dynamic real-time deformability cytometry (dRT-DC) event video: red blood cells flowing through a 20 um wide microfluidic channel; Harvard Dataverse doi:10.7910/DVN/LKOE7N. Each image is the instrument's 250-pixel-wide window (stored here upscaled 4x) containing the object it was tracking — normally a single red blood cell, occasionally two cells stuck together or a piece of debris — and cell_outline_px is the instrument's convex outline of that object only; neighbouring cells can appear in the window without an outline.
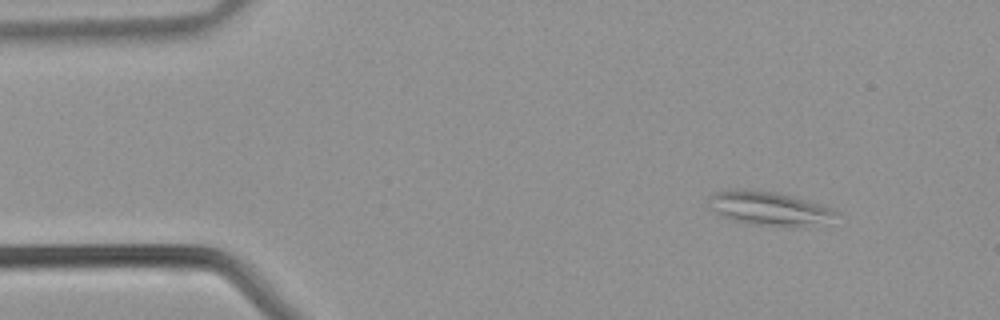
{"species": "common noctule bat (a hibernating species)", "species_latin": "Nyctalus noctula", "temperature_condition": "warm", "stored_images_in_passage": 41, "segment_of_instrument_passage": [1, 2], "camera_frame_rate_fps": 3000, "um_per_image_px": 0.085, "animal": {"sex": "male", "body_mass_g": 21.5, "forearm_length_mm": 52.0}, "frame": {"image": 1, "passage_image": 4, "time_ms": 1.0, "image_size_px": [1000, 320], "cell_outline_px": [[840, 212], [832, 224], [748, 224], [732, 220], [720, 216], [712, 212], [708, 208], [708, 196], [712, 192], [728, 188], [736, 188], [772, 192], [792, 196], [820, 204], [832, 208]], "centroid_in_image_um": [65.29, 17.68], "position_along_channel_um": 19.7, "area_um2": 25.2}}
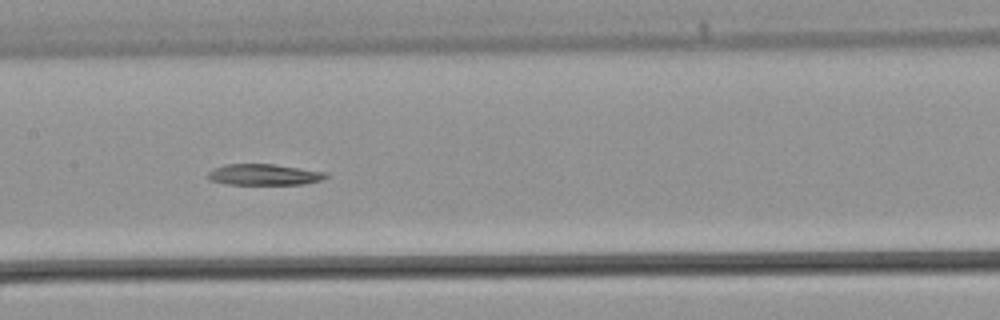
{"frame": {"image": 2, "passage_image": 19, "time_ms": 6.0, "image_size_px": [1000, 320], "cell_outline_px": [[328, 176], [320, 180], [304, 184], [228, 184], [208, 180], [204, 176], [212, 168], [224, 164], [272, 164], [328, 172]], "centroid_in_image_um": [22.37, 14.84], "position_along_channel_um": 185.0, "area_um2": 14.62}}
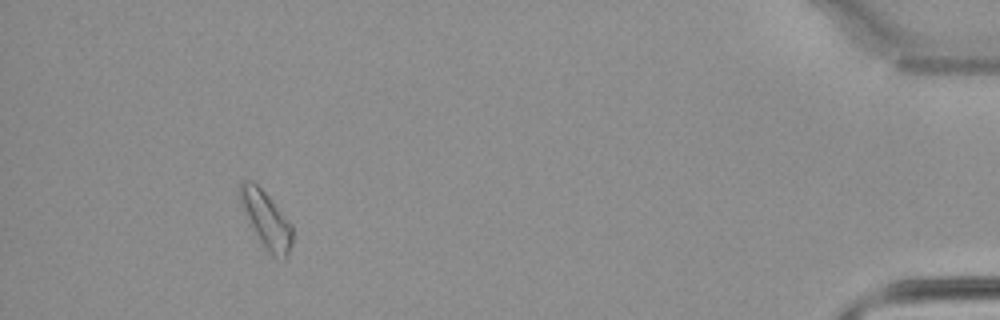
{"frame": {"image": 3, "passage_image": 37, "time_ms": 12.0, "image_size_px": [1000, 320], "cell_outline_px": [[292, 244], [284, 260], [272, 256], [260, 244], [240, 204], [240, 180], [252, 180], [272, 200], [292, 224]], "centroid_in_image_um": [22.62, 18.69], "position_along_channel_um": 412.6, "area_um2": 17.28}}